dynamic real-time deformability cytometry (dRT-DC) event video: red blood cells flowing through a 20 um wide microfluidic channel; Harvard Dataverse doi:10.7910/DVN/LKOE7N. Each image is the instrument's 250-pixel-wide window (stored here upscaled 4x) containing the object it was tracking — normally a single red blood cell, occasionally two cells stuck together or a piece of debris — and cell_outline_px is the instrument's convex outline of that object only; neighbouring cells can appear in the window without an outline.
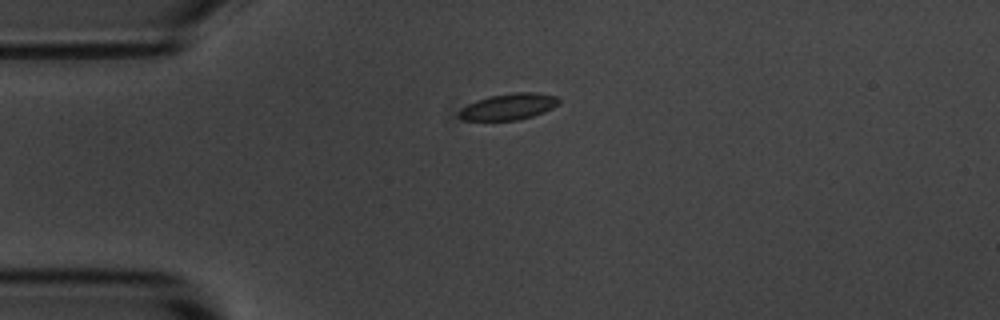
{"species": "common noctule bat (a hibernating species)", "species_latin": "Nyctalus noctula", "temperature_condition": "room temperature", "stored_images_in_passage": 2, "camera_frame_rate_fps": 3000, "um_per_image_px": 0.085, "animal": {"sex": "male", "body_mass_g": 20.1, "forearm_length_mm": 53.5}, "frame": {"image": 1, "passage_image": 1, "time_ms": 0.0, "image_size_px": [1000, 320], "cell_outline_px": [[560, 104], [544, 112], [532, 116], [516, 120], [460, 120], [456, 116], [460, 108], [476, 100], [488, 96], [516, 92], [536, 92], [556, 96], [560, 100]], "centroid_in_image_um": [43.2, 9.06], "position_along_channel_um": 41.8, "area_um2": 15.49}}